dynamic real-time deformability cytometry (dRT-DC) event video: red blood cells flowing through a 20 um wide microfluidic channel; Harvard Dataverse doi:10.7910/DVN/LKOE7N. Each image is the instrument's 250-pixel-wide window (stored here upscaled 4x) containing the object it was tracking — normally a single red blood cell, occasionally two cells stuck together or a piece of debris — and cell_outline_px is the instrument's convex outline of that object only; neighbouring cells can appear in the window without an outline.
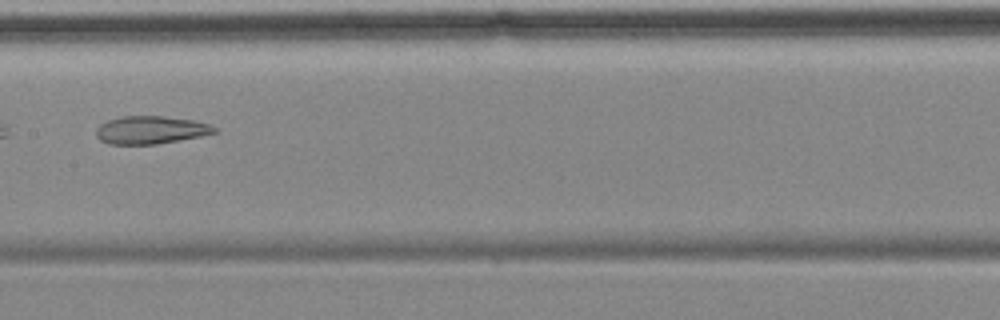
{"species": "common noctule bat (a hibernating species)", "species_latin": "Nyctalus noctula", "temperature_condition": "cold", "stored_images_in_passage": 14, "camera_frame_rate_fps": 3000, "um_per_image_px": 0.085, "animal": {"sex": "female", "body_mass_g": 18.4}, "frame": {"image": 1, "passage_image": 7, "time_ms": 8.0, "image_size_px": [1000, 320], "cell_outline_px": [[220, 132], [200, 136], [156, 144], [108, 144], [100, 140], [96, 136], [96, 128], [100, 124], [108, 120], [120, 116], [160, 116], [196, 120], [208, 124], [216, 128]], "centroid_in_image_um": [12.8, 11.04], "position_along_channel_um": 194.6, "area_um2": 19.25}}
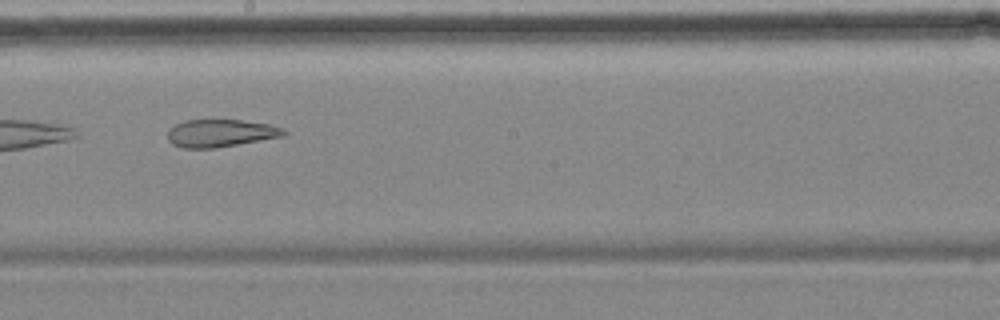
{"frame": {"image": 2, "passage_image": 8, "time_ms": 9.0, "image_size_px": [1000, 320], "cell_outline_px": [[288, 132], [284, 136], [216, 148], [184, 148], [172, 144], [168, 140], [168, 132], [176, 124], [184, 120], [240, 120], [268, 124], [284, 128]], "centroid_in_image_um": [18.77, 11.32], "position_along_channel_um": 229.4, "area_um2": 18.61}, "authors_computed_cell_mechanics": {"area_um2": 25.2586, "velocity_mm_per_s": 3.516, "shape_relaxation_time_tau1_ms": null, "shape_relaxation_time_tau2_ms": 3.4004, "deformation_change_tau1": null, "deformation_change_tau2": 0.1196}}